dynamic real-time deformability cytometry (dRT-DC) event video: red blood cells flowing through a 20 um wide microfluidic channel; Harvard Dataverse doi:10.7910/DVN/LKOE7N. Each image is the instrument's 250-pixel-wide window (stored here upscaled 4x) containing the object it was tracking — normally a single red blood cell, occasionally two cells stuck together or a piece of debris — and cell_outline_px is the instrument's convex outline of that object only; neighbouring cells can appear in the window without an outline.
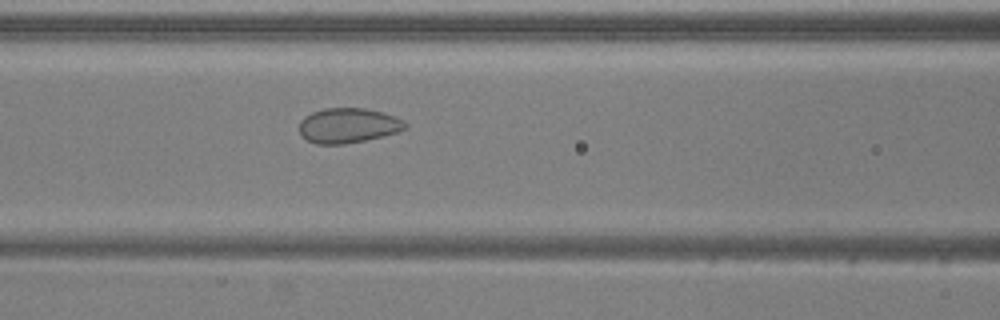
{"species": "common noctule bat (a hibernating species)", "species_latin": "Nyctalus noctula", "temperature_condition": "warm", "stored_images_in_passage": 38, "camera_frame_rate_fps": 3000, "um_per_image_px": 0.085, "animal": {"sex": "male", "body_mass_g": 20.5, "forearm_length_mm": 52.5}, "frame": {"image": 1, "passage_image": 17, "time_ms": 5.333, "image_size_px": [1000, 320], "cell_outline_px": [[408, 128], [384, 136], [344, 144], [316, 144], [308, 140], [300, 132], [300, 120], [304, 116], [312, 112], [324, 108], [364, 108], [384, 112], [408, 124]], "centroid_in_image_um": [29.59, 10.66], "position_along_channel_um": 137.0, "area_um2": 21.44}}
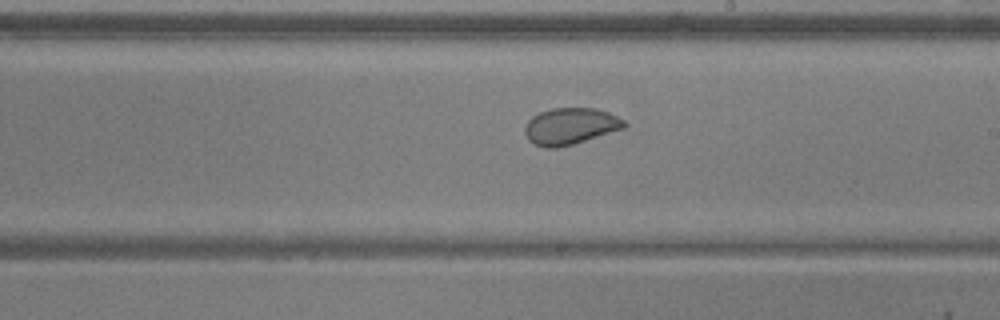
{"frame": {"image": 2, "passage_image": 25, "time_ms": 8.0, "image_size_px": [1000, 320], "cell_outline_px": [[628, 124], [624, 128], [572, 144], [556, 148], [544, 148], [528, 140], [524, 132], [524, 128], [528, 120], [532, 116], [540, 112], [552, 108], [596, 108], [608, 112], [624, 120]], "centroid_in_image_um": [48.46, 10.72], "position_along_channel_um": 240.5, "area_um2": 21.1}}
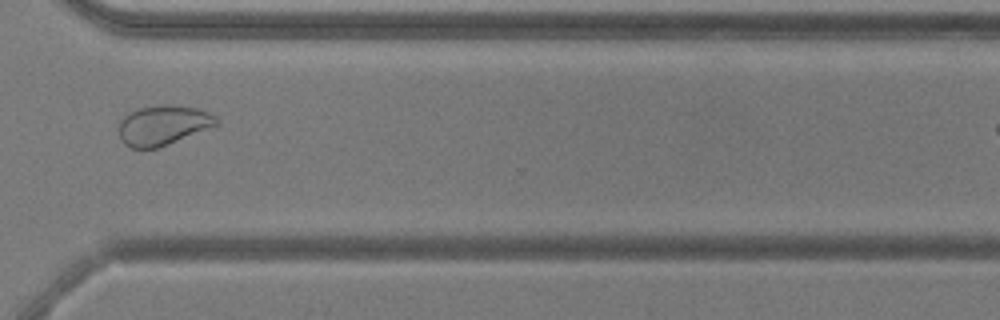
{"frame": {"image": 3, "passage_image": 34, "time_ms": 11.0, "image_size_px": [1000, 320], "cell_outline_px": [[216, 124], [168, 144], [156, 148], [132, 148], [124, 144], [120, 140], [116, 128], [120, 120], [128, 112], [140, 108], [164, 104], [172, 104], [196, 108], [208, 112], [216, 120]], "centroid_in_image_um": [13.73, 10.64], "position_along_channel_um": 356.9, "area_um2": 22.37}}